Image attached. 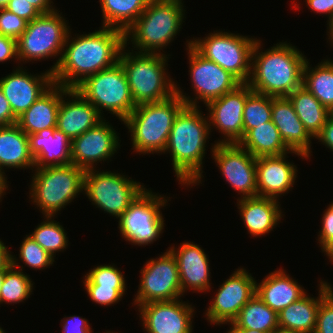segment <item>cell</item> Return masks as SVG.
Masks as SVG:
<instances>
[{
	"label": "cell",
	"mask_w": 333,
	"mask_h": 333,
	"mask_svg": "<svg viewBox=\"0 0 333 333\" xmlns=\"http://www.w3.org/2000/svg\"><path fill=\"white\" fill-rule=\"evenodd\" d=\"M26 1H28L31 5H33L42 14L51 13L56 10L55 7L53 6L52 0H26Z\"/></svg>",
	"instance_id": "obj_51"
},
{
	"label": "cell",
	"mask_w": 333,
	"mask_h": 333,
	"mask_svg": "<svg viewBox=\"0 0 333 333\" xmlns=\"http://www.w3.org/2000/svg\"><path fill=\"white\" fill-rule=\"evenodd\" d=\"M318 293L317 298L305 293L297 301L281 310L278 313L279 326L299 333H314L320 305V287Z\"/></svg>",
	"instance_id": "obj_31"
},
{
	"label": "cell",
	"mask_w": 333,
	"mask_h": 333,
	"mask_svg": "<svg viewBox=\"0 0 333 333\" xmlns=\"http://www.w3.org/2000/svg\"><path fill=\"white\" fill-rule=\"evenodd\" d=\"M320 305L314 333H333V287L320 281Z\"/></svg>",
	"instance_id": "obj_41"
},
{
	"label": "cell",
	"mask_w": 333,
	"mask_h": 333,
	"mask_svg": "<svg viewBox=\"0 0 333 333\" xmlns=\"http://www.w3.org/2000/svg\"><path fill=\"white\" fill-rule=\"evenodd\" d=\"M17 122V117L13 114L9 101L0 89V126L11 125Z\"/></svg>",
	"instance_id": "obj_48"
},
{
	"label": "cell",
	"mask_w": 333,
	"mask_h": 333,
	"mask_svg": "<svg viewBox=\"0 0 333 333\" xmlns=\"http://www.w3.org/2000/svg\"><path fill=\"white\" fill-rule=\"evenodd\" d=\"M134 304L138 307L153 301H171L183 296L179 271L173 253L167 249L141 269V280Z\"/></svg>",
	"instance_id": "obj_14"
},
{
	"label": "cell",
	"mask_w": 333,
	"mask_h": 333,
	"mask_svg": "<svg viewBox=\"0 0 333 333\" xmlns=\"http://www.w3.org/2000/svg\"><path fill=\"white\" fill-rule=\"evenodd\" d=\"M17 58V41L13 38L0 34V62L10 61Z\"/></svg>",
	"instance_id": "obj_47"
},
{
	"label": "cell",
	"mask_w": 333,
	"mask_h": 333,
	"mask_svg": "<svg viewBox=\"0 0 333 333\" xmlns=\"http://www.w3.org/2000/svg\"><path fill=\"white\" fill-rule=\"evenodd\" d=\"M286 155L256 157L257 196L278 200L292 189L297 167L286 160Z\"/></svg>",
	"instance_id": "obj_21"
},
{
	"label": "cell",
	"mask_w": 333,
	"mask_h": 333,
	"mask_svg": "<svg viewBox=\"0 0 333 333\" xmlns=\"http://www.w3.org/2000/svg\"><path fill=\"white\" fill-rule=\"evenodd\" d=\"M76 89L102 115L103 110L124 121L136 107L125 72L119 62L86 77Z\"/></svg>",
	"instance_id": "obj_8"
},
{
	"label": "cell",
	"mask_w": 333,
	"mask_h": 333,
	"mask_svg": "<svg viewBox=\"0 0 333 333\" xmlns=\"http://www.w3.org/2000/svg\"><path fill=\"white\" fill-rule=\"evenodd\" d=\"M305 2L312 11L328 14V22L333 18V0H305Z\"/></svg>",
	"instance_id": "obj_49"
},
{
	"label": "cell",
	"mask_w": 333,
	"mask_h": 333,
	"mask_svg": "<svg viewBox=\"0 0 333 333\" xmlns=\"http://www.w3.org/2000/svg\"><path fill=\"white\" fill-rule=\"evenodd\" d=\"M28 21L9 12L7 9H0V34L13 38L16 41L25 32Z\"/></svg>",
	"instance_id": "obj_42"
},
{
	"label": "cell",
	"mask_w": 333,
	"mask_h": 333,
	"mask_svg": "<svg viewBox=\"0 0 333 333\" xmlns=\"http://www.w3.org/2000/svg\"><path fill=\"white\" fill-rule=\"evenodd\" d=\"M229 324L231 328L227 331V333H266L252 329L239 328L234 322H231Z\"/></svg>",
	"instance_id": "obj_53"
},
{
	"label": "cell",
	"mask_w": 333,
	"mask_h": 333,
	"mask_svg": "<svg viewBox=\"0 0 333 333\" xmlns=\"http://www.w3.org/2000/svg\"><path fill=\"white\" fill-rule=\"evenodd\" d=\"M83 192L104 212L119 219L146 188L140 182L111 171L85 170Z\"/></svg>",
	"instance_id": "obj_11"
},
{
	"label": "cell",
	"mask_w": 333,
	"mask_h": 333,
	"mask_svg": "<svg viewBox=\"0 0 333 333\" xmlns=\"http://www.w3.org/2000/svg\"><path fill=\"white\" fill-rule=\"evenodd\" d=\"M6 9L28 22H31L42 14L26 0H10Z\"/></svg>",
	"instance_id": "obj_44"
},
{
	"label": "cell",
	"mask_w": 333,
	"mask_h": 333,
	"mask_svg": "<svg viewBox=\"0 0 333 333\" xmlns=\"http://www.w3.org/2000/svg\"><path fill=\"white\" fill-rule=\"evenodd\" d=\"M183 7L177 0H150L144 12L124 33L125 46L130 39L138 53L164 54L161 50L181 31L186 11Z\"/></svg>",
	"instance_id": "obj_4"
},
{
	"label": "cell",
	"mask_w": 333,
	"mask_h": 333,
	"mask_svg": "<svg viewBox=\"0 0 333 333\" xmlns=\"http://www.w3.org/2000/svg\"><path fill=\"white\" fill-rule=\"evenodd\" d=\"M29 151L35 168L67 165L71 162V139L57 127L29 134Z\"/></svg>",
	"instance_id": "obj_24"
},
{
	"label": "cell",
	"mask_w": 333,
	"mask_h": 333,
	"mask_svg": "<svg viewBox=\"0 0 333 333\" xmlns=\"http://www.w3.org/2000/svg\"><path fill=\"white\" fill-rule=\"evenodd\" d=\"M71 37L69 32L61 57L49 69L53 83L70 89L86 77L115 65L125 46L124 32L106 26L89 34Z\"/></svg>",
	"instance_id": "obj_1"
},
{
	"label": "cell",
	"mask_w": 333,
	"mask_h": 333,
	"mask_svg": "<svg viewBox=\"0 0 333 333\" xmlns=\"http://www.w3.org/2000/svg\"><path fill=\"white\" fill-rule=\"evenodd\" d=\"M59 12L56 9L28 22L25 32L17 40L20 62L45 60L59 54L61 57L70 26Z\"/></svg>",
	"instance_id": "obj_10"
},
{
	"label": "cell",
	"mask_w": 333,
	"mask_h": 333,
	"mask_svg": "<svg viewBox=\"0 0 333 333\" xmlns=\"http://www.w3.org/2000/svg\"><path fill=\"white\" fill-rule=\"evenodd\" d=\"M252 91L247 83H242L235 90L205 105L209 112L210 132L213 126L224 134V139L215 143H239L243 138V110L246 98Z\"/></svg>",
	"instance_id": "obj_17"
},
{
	"label": "cell",
	"mask_w": 333,
	"mask_h": 333,
	"mask_svg": "<svg viewBox=\"0 0 333 333\" xmlns=\"http://www.w3.org/2000/svg\"><path fill=\"white\" fill-rule=\"evenodd\" d=\"M165 198L151 190L141 192L119 218L122 238L139 246L156 241L164 229L165 220L160 209L168 202Z\"/></svg>",
	"instance_id": "obj_12"
},
{
	"label": "cell",
	"mask_w": 333,
	"mask_h": 333,
	"mask_svg": "<svg viewBox=\"0 0 333 333\" xmlns=\"http://www.w3.org/2000/svg\"><path fill=\"white\" fill-rule=\"evenodd\" d=\"M333 152V116L329 115L321 133L315 138Z\"/></svg>",
	"instance_id": "obj_50"
},
{
	"label": "cell",
	"mask_w": 333,
	"mask_h": 333,
	"mask_svg": "<svg viewBox=\"0 0 333 333\" xmlns=\"http://www.w3.org/2000/svg\"><path fill=\"white\" fill-rule=\"evenodd\" d=\"M7 178L3 176L0 172V201L2 200V196L6 193V189L8 188Z\"/></svg>",
	"instance_id": "obj_55"
},
{
	"label": "cell",
	"mask_w": 333,
	"mask_h": 333,
	"mask_svg": "<svg viewBox=\"0 0 333 333\" xmlns=\"http://www.w3.org/2000/svg\"><path fill=\"white\" fill-rule=\"evenodd\" d=\"M68 96L65 101L64 99ZM71 97V98H70ZM104 119L96 107L76 89L69 88L61 98L57 129L73 140Z\"/></svg>",
	"instance_id": "obj_22"
},
{
	"label": "cell",
	"mask_w": 333,
	"mask_h": 333,
	"mask_svg": "<svg viewBox=\"0 0 333 333\" xmlns=\"http://www.w3.org/2000/svg\"><path fill=\"white\" fill-rule=\"evenodd\" d=\"M209 34L202 39H192L191 46L205 59L230 72L241 83H247L251 72L252 51L257 38L223 31Z\"/></svg>",
	"instance_id": "obj_9"
},
{
	"label": "cell",
	"mask_w": 333,
	"mask_h": 333,
	"mask_svg": "<svg viewBox=\"0 0 333 333\" xmlns=\"http://www.w3.org/2000/svg\"><path fill=\"white\" fill-rule=\"evenodd\" d=\"M330 115H332L333 116V108L331 109V111H330Z\"/></svg>",
	"instance_id": "obj_61"
},
{
	"label": "cell",
	"mask_w": 333,
	"mask_h": 333,
	"mask_svg": "<svg viewBox=\"0 0 333 333\" xmlns=\"http://www.w3.org/2000/svg\"><path fill=\"white\" fill-rule=\"evenodd\" d=\"M41 74H28L26 69L18 66L0 79V89L17 118L53 84L52 72L48 70Z\"/></svg>",
	"instance_id": "obj_20"
},
{
	"label": "cell",
	"mask_w": 333,
	"mask_h": 333,
	"mask_svg": "<svg viewBox=\"0 0 333 333\" xmlns=\"http://www.w3.org/2000/svg\"><path fill=\"white\" fill-rule=\"evenodd\" d=\"M271 120L277 127L282 140L291 151H297L308 158L312 137L298 118L288 97H272Z\"/></svg>",
	"instance_id": "obj_25"
},
{
	"label": "cell",
	"mask_w": 333,
	"mask_h": 333,
	"mask_svg": "<svg viewBox=\"0 0 333 333\" xmlns=\"http://www.w3.org/2000/svg\"><path fill=\"white\" fill-rule=\"evenodd\" d=\"M174 247L169 250L177 262L182 293L189 289L198 293L210 291V263L204 250L199 245L186 241L178 249Z\"/></svg>",
	"instance_id": "obj_23"
},
{
	"label": "cell",
	"mask_w": 333,
	"mask_h": 333,
	"mask_svg": "<svg viewBox=\"0 0 333 333\" xmlns=\"http://www.w3.org/2000/svg\"><path fill=\"white\" fill-rule=\"evenodd\" d=\"M89 298L99 304L104 306H111L112 304L121 301L123 295L125 294V289H112L106 287H84Z\"/></svg>",
	"instance_id": "obj_43"
},
{
	"label": "cell",
	"mask_w": 333,
	"mask_h": 333,
	"mask_svg": "<svg viewBox=\"0 0 333 333\" xmlns=\"http://www.w3.org/2000/svg\"><path fill=\"white\" fill-rule=\"evenodd\" d=\"M0 333H6V332L2 329V327H0Z\"/></svg>",
	"instance_id": "obj_60"
},
{
	"label": "cell",
	"mask_w": 333,
	"mask_h": 333,
	"mask_svg": "<svg viewBox=\"0 0 333 333\" xmlns=\"http://www.w3.org/2000/svg\"><path fill=\"white\" fill-rule=\"evenodd\" d=\"M140 319L148 333H192L194 308L180 301H153L140 305Z\"/></svg>",
	"instance_id": "obj_19"
},
{
	"label": "cell",
	"mask_w": 333,
	"mask_h": 333,
	"mask_svg": "<svg viewBox=\"0 0 333 333\" xmlns=\"http://www.w3.org/2000/svg\"><path fill=\"white\" fill-rule=\"evenodd\" d=\"M19 264L16 257L11 254V263L6 267L5 279L0 291V304L5 302L12 305V303L23 302L33 292L30 275L23 273V267Z\"/></svg>",
	"instance_id": "obj_36"
},
{
	"label": "cell",
	"mask_w": 333,
	"mask_h": 333,
	"mask_svg": "<svg viewBox=\"0 0 333 333\" xmlns=\"http://www.w3.org/2000/svg\"><path fill=\"white\" fill-rule=\"evenodd\" d=\"M327 25H328L327 30H329V31H327L328 32L327 35H329L328 39L330 40V43H331V46H332V44H333V18L327 23Z\"/></svg>",
	"instance_id": "obj_56"
},
{
	"label": "cell",
	"mask_w": 333,
	"mask_h": 333,
	"mask_svg": "<svg viewBox=\"0 0 333 333\" xmlns=\"http://www.w3.org/2000/svg\"><path fill=\"white\" fill-rule=\"evenodd\" d=\"M297 283L285 270H275L265 276L259 284L256 282V295L279 313L307 293Z\"/></svg>",
	"instance_id": "obj_28"
},
{
	"label": "cell",
	"mask_w": 333,
	"mask_h": 333,
	"mask_svg": "<svg viewBox=\"0 0 333 333\" xmlns=\"http://www.w3.org/2000/svg\"><path fill=\"white\" fill-rule=\"evenodd\" d=\"M69 88L53 83L18 118L16 124L27 134L57 127V118L62 95Z\"/></svg>",
	"instance_id": "obj_26"
},
{
	"label": "cell",
	"mask_w": 333,
	"mask_h": 333,
	"mask_svg": "<svg viewBox=\"0 0 333 333\" xmlns=\"http://www.w3.org/2000/svg\"><path fill=\"white\" fill-rule=\"evenodd\" d=\"M271 333H299V332L278 326Z\"/></svg>",
	"instance_id": "obj_57"
},
{
	"label": "cell",
	"mask_w": 333,
	"mask_h": 333,
	"mask_svg": "<svg viewBox=\"0 0 333 333\" xmlns=\"http://www.w3.org/2000/svg\"><path fill=\"white\" fill-rule=\"evenodd\" d=\"M288 98L306 131L313 139L316 138L321 133L330 111L304 86L294 90Z\"/></svg>",
	"instance_id": "obj_32"
},
{
	"label": "cell",
	"mask_w": 333,
	"mask_h": 333,
	"mask_svg": "<svg viewBox=\"0 0 333 333\" xmlns=\"http://www.w3.org/2000/svg\"><path fill=\"white\" fill-rule=\"evenodd\" d=\"M125 48L118 62L125 72L135 105L161 102L176 94L177 83L166 72L169 59L166 54L133 53V49L130 52Z\"/></svg>",
	"instance_id": "obj_6"
},
{
	"label": "cell",
	"mask_w": 333,
	"mask_h": 333,
	"mask_svg": "<svg viewBox=\"0 0 333 333\" xmlns=\"http://www.w3.org/2000/svg\"><path fill=\"white\" fill-rule=\"evenodd\" d=\"M185 106L177 94L161 102L136 105L123 121L131 134L132 149L139 154L164 153L175 118Z\"/></svg>",
	"instance_id": "obj_5"
},
{
	"label": "cell",
	"mask_w": 333,
	"mask_h": 333,
	"mask_svg": "<svg viewBox=\"0 0 333 333\" xmlns=\"http://www.w3.org/2000/svg\"><path fill=\"white\" fill-rule=\"evenodd\" d=\"M239 328L271 333L278 324V313L267 306L256 294L240 310L233 321Z\"/></svg>",
	"instance_id": "obj_35"
},
{
	"label": "cell",
	"mask_w": 333,
	"mask_h": 333,
	"mask_svg": "<svg viewBox=\"0 0 333 333\" xmlns=\"http://www.w3.org/2000/svg\"><path fill=\"white\" fill-rule=\"evenodd\" d=\"M10 0H0V9H6Z\"/></svg>",
	"instance_id": "obj_59"
},
{
	"label": "cell",
	"mask_w": 333,
	"mask_h": 333,
	"mask_svg": "<svg viewBox=\"0 0 333 333\" xmlns=\"http://www.w3.org/2000/svg\"><path fill=\"white\" fill-rule=\"evenodd\" d=\"M261 46V41L257 39L252 51L247 84L261 94L288 97L302 86L303 69L307 61L305 55L287 42H279L264 52Z\"/></svg>",
	"instance_id": "obj_2"
},
{
	"label": "cell",
	"mask_w": 333,
	"mask_h": 333,
	"mask_svg": "<svg viewBox=\"0 0 333 333\" xmlns=\"http://www.w3.org/2000/svg\"><path fill=\"white\" fill-rule=\"evenodd\" d=\"M150 0H99L102 9V26L126 30L144 12Z\"/></svg>",
	"instance_id": "obj_33"
},
{
	"label": "cell",
	"mask_w": 333,
	"mask_h": 333,
	"mask_svg": "<svg viewBox=\"0 0 333 333\" xmlns=\"http://www.w3.org/2000/svg\"><path fill=\"white\" fill-rule=\"evenodd\" d=\"M19 258L25 266L32 269H44L52 265L54 257L45 251L30 235H26L19 249Z\"/></svg>",
	"instance_id": "obj_40"
},
{
	"label": "cell",
	"mask_w": 333,
	"mask_h": 333,
	"mask_svg": "<svg viewBox=\"0 0 333 333\" xmlns=\"http://www.w3.org/2000/svg\"><path fill=\"white\" fill-rule=\"evenodd\" d=\"M309 63L307 59L303 69L302 86L331 111L333 108V61L325 59L312 69Z\"/></svg>",
	"instance_id": "obj_34"
},
{
	"label": "cell",
	"mask_w": 333,
	"mask_h": 333,
	"mask_svg": "<svg viewBox=\"0 0 333 333\" xmlns=\"http://www.w3.org/2000/svg\"><path fill=\"white\" fill-rule=\"evenodd\" d=\"M186 45L189 55L191 85L196 94L195 98H189L190 96H186L182 89L176 85V94L184 101L186 106L199 107L197 100L203 101L206 105L210 101L235 90L242 84L230 72L200 55L191 46V40L187 41Z\"/></svg>",
	"instance_id": "obj_13"
},
{
	"label": "cell",
	"mask_w": 333,
	"mask_h": 333,
	"mask_svg": "<svg viewBox=\"0 0 333 333\" xmlns=\"http://www.w3.org/2000/svg\"><path fill=\"white\" fill-rule=\"evenodd\" d=\"M5 273H6V268L4 270L0 271V291H1L4 279H5Z\"/></svg>",
	"instance_id": "obj_58"
},
{
	"label": "cell",
	"mask_w": 333,
	"mask_h": 333,
	"mask_svg": "<svg viewBox=\"0 0 333 333\" xmlns=\"http://www.w3.org/2000/svg\"><path fill=\"white\" fill-rule=\"evenodd\" d=\"M61 322L64 333H92L88 320L80 316H65Z\"/></svg>",
	"instance_id": "obj_46"
},
{
	"label": "cell",
	"mask_w": 333,
	"mask_h": 333,
	"mask_svg": "<svg viewBox=\"0 0 333 333\" xmlns=\"http://www.w3.org/2000/svg\"><path fill=\"white\" fill-rule=\"evenodd\" d=\"M322 229L319 231L318 242L321 250L333 239V206L329 204L322 217Z\"/></svg>",
	"instance_id": "obj_45"
},
{
	"label": "cell",
	"mask_w": 333,
	"mask_h": 333,
	"mask_svg": "<svg viewBox=\"0 0 333 333\" xmlns=\"http://www.w3.org/2000/svg\"><path fill=\"white\" fill-rule=\"evenodd\" d=\"M272 97L252 91L243 110V136L252 128L271 121Z\"/></svg>",
	"instance_id": "obj_38"
},
{
	"label": "cell",
	"mask_w": 333,
	"mask_h": 333,
	"mask_svg": "<svg viewBox=\"0 0 333 333\" xmlns=\"http://www.w3.org/2000/svg\"><path fill=\"white\" fill-rule=\"evenodd\" d=\"M322 252L333 262V239L322 249Z\"/></svg>",
	"instance_id": "obj_54"
},
{
	"label": "cell",
	"mask_w": 333,
	"mask_h": 333,
	"mask_svg": "<svg viewBox=\"0 0 333 333\" xmlns=\"http://www.w3.org/2000/svg\"><path fill=\"white\" fill-rule=\"evenodd\" d=\"M85 170L67 165L35 168L32 176L30 199L41 209L43 216H56L83 191Z\"/></svg>",
	"instance_id": "obj_7"
},
{
	"label": "cell",
	"mask_w": 333,
	"mask_h": 333,
	"mask_svg": "<svg viewBox=\"0 0 333 333\" xmlns=\"http://www.w3.org/2000/svg\"><path fill=\"white\" fill-rule=\"evenodd\" d=\"M44 219L45 221L40 223L30 236L45 251L55 257L56 252L64 251L68 246L67 233L59 222L52 219V216H45Z\"/></svg>",
	"instance_id": "obj_37"
},
{
	"label": "cell",
	"mask_w": 333,
	"mask_h": 333,
	"mask_svg": "<svg viewBox=\"0 0 333 333\" xmlns=\"http://www.w3.org/2000/svg\"><path fill=\"white\" fill-rule=\"evenodd\" d=\"M4 167H28L31 170L35 168L33 156L29 151L28 135L16 123L0 126V172L6 176Z\"/></svg>",
	"instance_id": "obj_29"
},
{
	"label": "cell",
	"mask_w": 333,
	"mask_h": 333,
	"mask_svg": "<svg viewBox=\"0 0 333 333\" xmlns=\"http://www.w3.org/2000/svg\"><path fill=\"white\" fill-rule=\"evenodd\" d=\"M199 107L185 106L175 118L165 152H169L179 184L188 187L201 183L203 159L210 127Z\"/></svg>",
	"instance_id": "obj_3"
},
{
	"label": "cell",
	"mask_w": 333,
	"mask_h": 333,
	"mask_svg": "<svg viewBox=\"0 0 333 333\" xmlns=\"http://www.w3.org/2000/svg\"><path fill=\"white\" fill-rule=\"evenodd\" d=\"M116 133L113 126L103 119L96 126L71 140L72 164L84 170L94 169L96 163L113 157L120 145Z\"/></svg>",
	"instance_id": "obj_18"
},
{
	"label": "cell",
	"mask_w": 333,
	"mask_h": 333,
	"mask_svg": "<svg viewBox=\"0 0 333 333\" xmlns=\"http://www.w3.org/2000/svg\"><path fill=\"white\" fill-rule=\"evenodd\" d=\"M0 239V271L4 270L11 263V251Z\"/></svg>",
	"instance_id": "obj_52"
},
{
	"label": "cell",
	"mask_w": 333,
	"mask_h": 333,
	"mask_svg": "<svg viewBox=\"0 0 333 333\" xmlns=\"http://www.w3.org/2000/svg\"><path fill=\"white\" fill-rule=\"evenodd\" d=\"M211 151L226 182L242 193L238 199L256 197V157L238 143H215Z\"/></svg>",
	"instance_id": "obj_15"
},
{
	"label": "cell",
	"mask_w": 333,
	"mask_h": 333,
	"mask_svg": "<svg viewBox=\"0 0 333 333\" xmlns=\"http://www.w3.org/2000/svg\"><path fill=\"white\" fill-rule=\"evenodd\" d=\"M237 201L245 228L253 237L269 233L282 218L283 212L276 199L256 196Z\"/></svg>",
	"instance_id": "obj_27"
},
{
	"label": "cell",
	"mask_w": 333,
	"mask_h": 333,
	"mask_svg": "<svg viewBox=\"0 0 333 333\" xmlns=\"http://www.w3.org/2000/svg\"><path fill=\"white\" fill-rule=\"evenodd\" d=\"M113 265H99L89 270L84 276L85 287H106L112 289H126L124 274Z\"/></svg>",
	"instance_id": "obj_39"
},
{
	"label": "cell",
	"mask_w": 333,
	"mask_h": 333,
	"mask_svg": "<svg viewBox=\"0 0 333 333\" xmlns=\"http://www.w3.org/2000/svg\"><path fill=\"white\" fill-rule=\"evenodd\" d=\"M244 268H239L225 280L205 313L213 324L233 322L245 304L256 294V280Z\"/></svg>",
	"instance_id": "obj_16"
},
{
	"label": "cell",
	"mask_w": 333,
	"mask_h": 333,
	"mask_svg": "<svg viewBox=\"0 0 333 333\" xmlns=\"http://www.w3.org/2000/svg\"><path fill=\"white\" fill-rule=\"evenodd\" d=\"M238 144L249 151L254 157L280 156L294 153L303 159L308 158L300 152L291 151L285 145L272 120L250 129Z\"/></svg>",
	"instance_id": "obj_30"
}]
</instances>
